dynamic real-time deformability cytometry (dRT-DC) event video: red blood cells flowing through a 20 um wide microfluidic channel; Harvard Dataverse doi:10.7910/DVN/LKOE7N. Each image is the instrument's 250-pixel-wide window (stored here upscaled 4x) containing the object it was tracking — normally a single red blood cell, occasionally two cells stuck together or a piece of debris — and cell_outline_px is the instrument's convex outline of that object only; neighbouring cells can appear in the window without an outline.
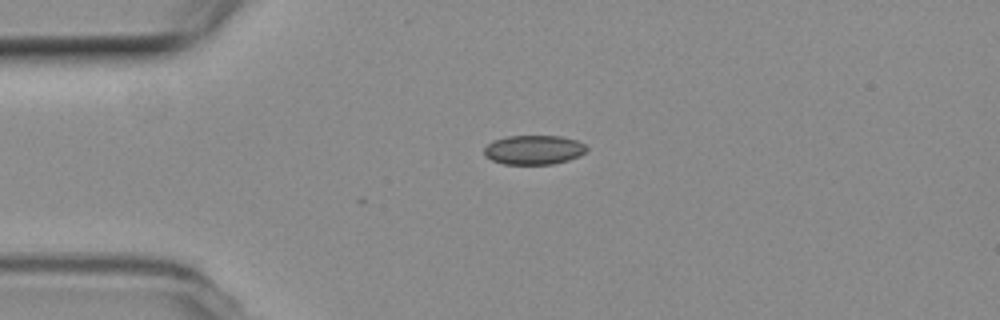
{"species": "common noctule bat (a hibernating species)", "species_latin": "Nyctalus noctula", "temperature_condition": "room temperature", "stored_images_in_passage": 4, "camera_frame_rate_fps": 3000, "um_per_image_px": 0.085, "animal": {"sex": "female", "body_mass_g": 19.3, "forearm_length_mm": 54.1}, "frame": {"image": 1, "passage_image": 4, "time_ms": 1.0, "image_size_px": [1000, 320], "cell_outline_px": [[588, 148], [584, 152], [568, 160], [552, 164], [504, 164], [492, 160], [484, 156], [484, 148], [488, 144], [504, 136], [560, 136], [576, 140], [584, 144]], "centroid_in_image_um": [45.34, 12.73], "position_along_channel_um": 39.7, "area_um2": 17.34}}